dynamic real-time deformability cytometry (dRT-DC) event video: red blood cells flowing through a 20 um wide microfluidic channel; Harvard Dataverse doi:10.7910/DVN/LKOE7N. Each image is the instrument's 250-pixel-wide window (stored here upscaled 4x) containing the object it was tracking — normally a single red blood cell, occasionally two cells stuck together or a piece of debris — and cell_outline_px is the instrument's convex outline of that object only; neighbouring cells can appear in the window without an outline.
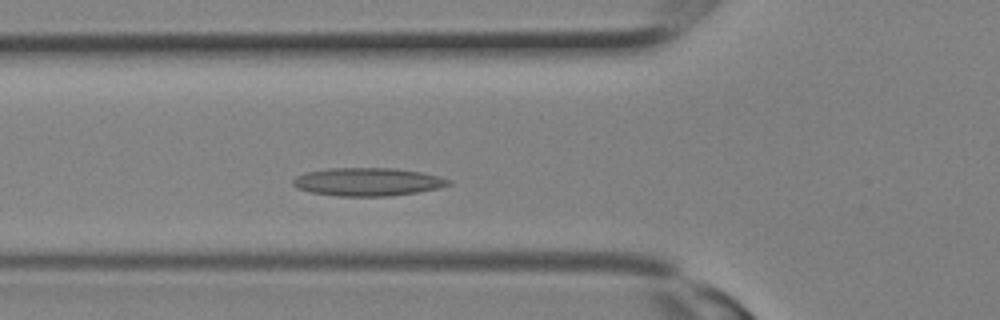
{"species": "Egyptian fruit bat (a non-hibernating species)", "species_latin": "Rousettus aegyptiacus", "temperature_condition": "room temperature", "stored_images_in_passage": 14, "camera_frame_rate_fps": 3000, "um_per_image_px": 0.085, "animal": {"sex": "female"}, "frame": {"image": 1, "passage_image": 7, "time_ms": 2.0, "image_size_px": [1000, 320], "cell_outline_px": [[452, 184], [436, 188], [416, 192], [388, 196], [336, 196], [312, 192], [296, 188], [292, 184], [292, 180], [296, 176], [304, 172], [328, 168], [396, 168], [420, 172], [440, 176], [452, 180]], "centroid_in_image_um": [31.23, 15.45], "position_along_channel_um": 94.6, "area_um2": 25.55}}
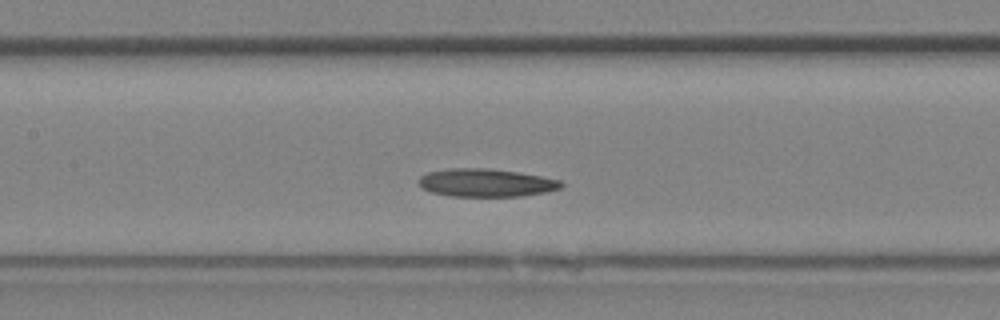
{"frame": {"image": 2, "passage_image": 10, "time_ms": 3.0, "image_size_px": [1000, 320], "cell_outline_px": [[564, 184], [560, 188], [544, 192], [520, 196], [452, 196], [432, 192], [420, 188], [416, 180], [420, 176], [428, 172], [448, 168], [488, 168], [516, 172], [540, 176], [560, 180]], "centroid_in_image_um": [41.24, 15.53], "position_along_channel_um": 166.2, "area_um2": 23.24}}